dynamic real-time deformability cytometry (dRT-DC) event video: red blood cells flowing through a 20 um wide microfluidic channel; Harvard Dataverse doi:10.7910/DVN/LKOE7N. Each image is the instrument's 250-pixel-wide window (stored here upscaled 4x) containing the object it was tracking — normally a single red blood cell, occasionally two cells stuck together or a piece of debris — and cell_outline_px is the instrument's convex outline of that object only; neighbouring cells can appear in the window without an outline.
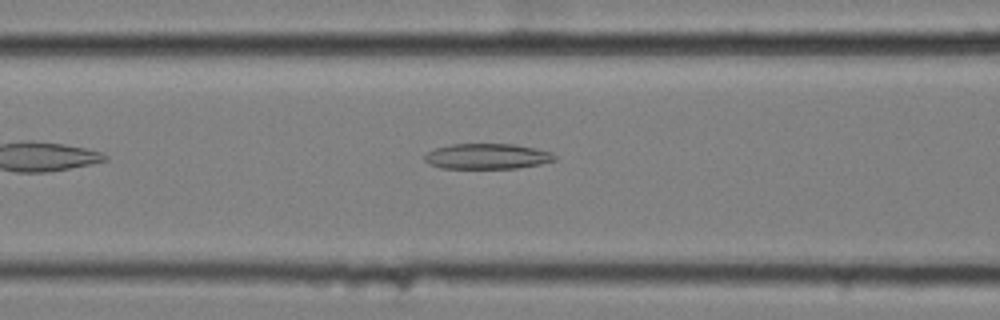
{"species": "common noctule bat (a hibernating species)", "species_latin": "Nyctalus noctula", "temperature_condition": "cold", "stored_images_in_passage": 43, "camera_frame_rate_fps": 3000, "um_per_image_px": 0.085, "animal": {"sex": "female", "body_mass_g": 25.1}, "frame": {"image": 1, "passage_image": 9, "time_ms": 2.667, "image_size_px": [1000, 320], "cell_outline_px": [[556, 160], [540, 164], [516, 168], [440, 168], [428, 164], [424, 160], [424, 156], [428, 152], [436, 148], [452, 144], [516, 144], [536, 148], [552, 152], [556, 156]], "centroid_in_image_um": [41.42, 13.28], "position_along_channel_um": 125.2, "area_um2": 19.36}}
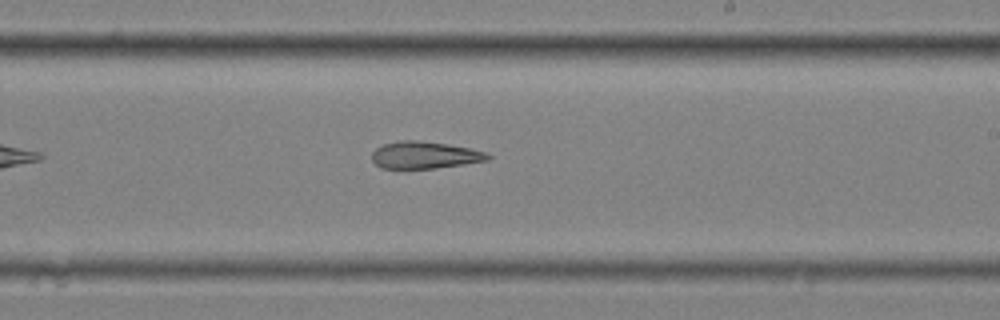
{"frame": {"image": 2, "passage_image": 20, "time_ms": 6.333, "image_size_px": [1000, 320], "cell_outline_px": [[492, 156], [488, 160], [464, 164], [436, 168], [380, 168], [372, 160], [372, 152], [376, 148], [384, 144], [400, 140], [416, 140], [448, 144], [468, 148], [484, 152]], "centroid_in_image_um": [36.07, 13.18], "position_along_channel_um": 252.9, "area_um2": 18.15}}
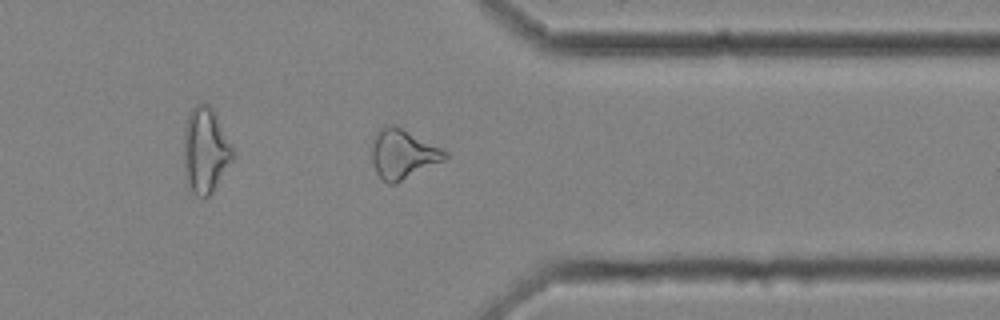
{"frame": {"image": 3, "passage_image": 31, "time_ms": 10.0, "image_size_px": [1000, 320], "cell_outline_px": [[448, 156], [444, 160], [396, 184], [388, 184], [376, 172], [372, 160], [372, 144], [380, 128], [392, 124], [396, 124], [448, 152]], "centroid_in_image_um": [34.25, 13.09], "position_along_channel_um": 377.2, "area_um2": 20.87}}